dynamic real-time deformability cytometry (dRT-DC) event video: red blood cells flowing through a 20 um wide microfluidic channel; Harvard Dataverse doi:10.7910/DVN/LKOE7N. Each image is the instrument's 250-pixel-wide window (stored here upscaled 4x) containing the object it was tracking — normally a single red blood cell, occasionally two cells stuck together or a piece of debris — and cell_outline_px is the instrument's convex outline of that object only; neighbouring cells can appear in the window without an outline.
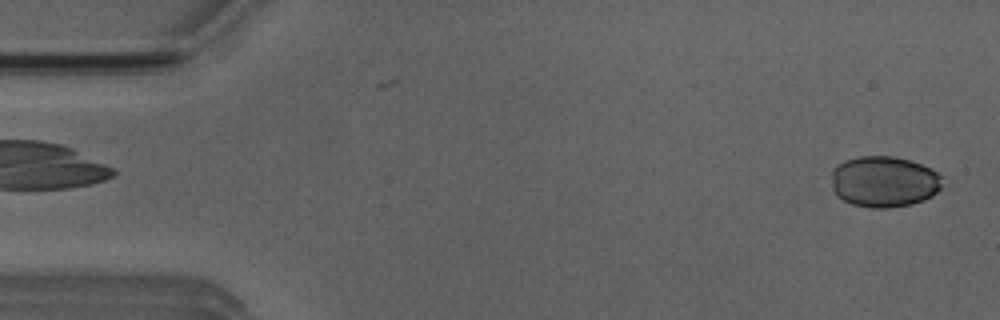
{"species": "Egyptian fruit bat (a non-hibernating species)", "species_latin": "Rousettus aegyptiacus", "temperature_condition": "room temperature", "stored_images_in_passage": 48, "camera_frame_rate_fps": 3000, "um_per_image_px": 0.085, "animal": {"sex": "male"}, "frame": {"image": 1, "passage_image": 1, "time_ms": 0.0, "image_size_px": [1000, 320], "cell_outline_px": [[940, 188], [932, 196], [924, 200], [912, 204], [888, 208], [872, 208], [852, 204], [836, 196], [832, 188], [832, 168], [844, 160], [860, 156], [892, 156], [912, 160], [936, 172], [940, 176]], "centroid_in_image_um": [75.1, 15.44], "position_along_channel_um": 9.9, "area_um2": 33.06}}
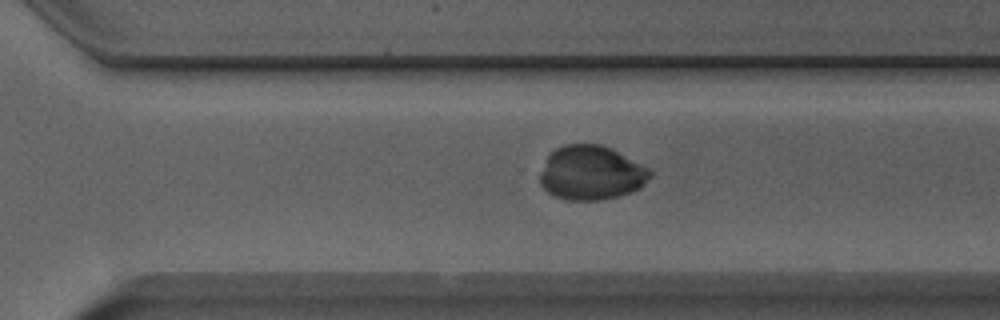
{"frame": {"image": 2, "passage_image": 34, "time_ms": 11.0, "image_size_px": [1000, 320], "cell_outline_px": [[652, 176], [640, 188], [620, 196], [596, 200], [564, 200], [552, 196], [540, 184], [540, 172], [548, 152], [564, 144], [600, 144], [612, 148], [648, 168], [652, 172]], "centroid_in_image_um": [50.22, 14.69], "position_along_channel_um": 320.4, "area_um2": 35.14}}
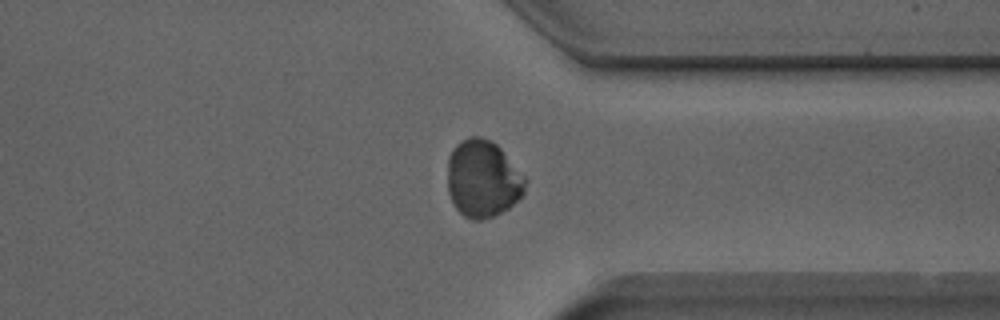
{"frame": {"image": 3, "passage_image": 38, "time_ms": 12.333, "image_size_px": [1000, 320], "cell_outline_px": [[528, 180], [524, 192], [508, 208], [492, 216], [480, 220], [472, 220], [464, 216], [456, 208], [448, 192], [448, 156], [452, 148], [460, 140], [468, 136], [480, 136], [496, 144], [500, 148]], "centroid_in_image_um": [41.02, 15.18], "position_along_channel_um": 370.4, "area_um2": 34.97}}